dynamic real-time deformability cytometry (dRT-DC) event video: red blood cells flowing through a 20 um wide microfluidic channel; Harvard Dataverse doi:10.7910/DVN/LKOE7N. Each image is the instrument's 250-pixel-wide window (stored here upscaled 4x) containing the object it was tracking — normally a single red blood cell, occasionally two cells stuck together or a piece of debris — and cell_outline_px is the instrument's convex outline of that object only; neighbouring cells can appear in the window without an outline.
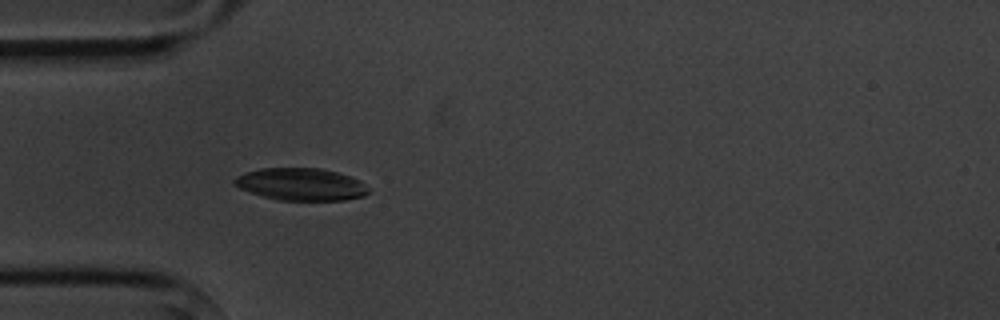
{"species": "common noctule bat (a hibernating species)", "species_latin": "Nyctalus noctula", "temperature_condition": "cold", "stored_images_in_passage": 4, "camera_frame_rate_fps": 3000, "um_per_image_px": 0.085, "animal": {"sex": "male", "body_mass_g": 20.1, "forearm_length_mm": 53.5}, "frame": {"image": 1, "passage_image": 4, "time_ms": 3.667, "image_size_px": [1000, 320], "cell_outline_px": [[368, 192], [364, 196], [344, 200], [280, 200], [264, 196], [240, 188], [232, 184], [232, 180], [236, 176], [244, 172], [260, 168], [320, 168], [336, 172], [360, 180], [368, 188]], "centroid_in_image_um": [25.55, 15.66], "position_along_channel_um": 59.4, "area_um2": 25.14}}